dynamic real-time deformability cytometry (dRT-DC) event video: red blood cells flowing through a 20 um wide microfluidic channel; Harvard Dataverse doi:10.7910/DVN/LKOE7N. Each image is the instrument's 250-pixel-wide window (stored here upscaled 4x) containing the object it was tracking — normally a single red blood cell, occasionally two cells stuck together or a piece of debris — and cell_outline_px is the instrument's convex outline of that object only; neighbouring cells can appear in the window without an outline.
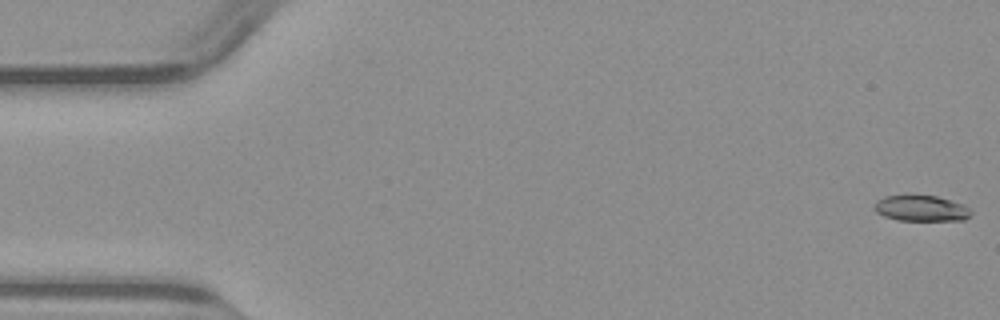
{"species": "common noctule bat (a hibernating species)", "species_latin": "Nyctalus noctula", "temperature_condition": "warm", "stored_images_in_passage": 50, "camera_frame_rate_fps": 3000, "um_per_image_px": 0.085, "animal": {"sex": "male", "body_mass_g": 23.1, "forearm_length_mm": 52.7}, "frame": {"image": 1, "passage_image": 1, "time_ms": 0.0, "image_size_px": [1000, 320], "cell_outline_px": [[972, 212], [964, 220], [896, 220], [884, 216], [876, 212], [872, 208], [872, 204], [876, 200], [884, 196], [936, 196], [964, 204]], "centroid_in_image_um": [78.24, 17.71], "position_along_channel_um": 6.8, "area_um2": 14.51}}
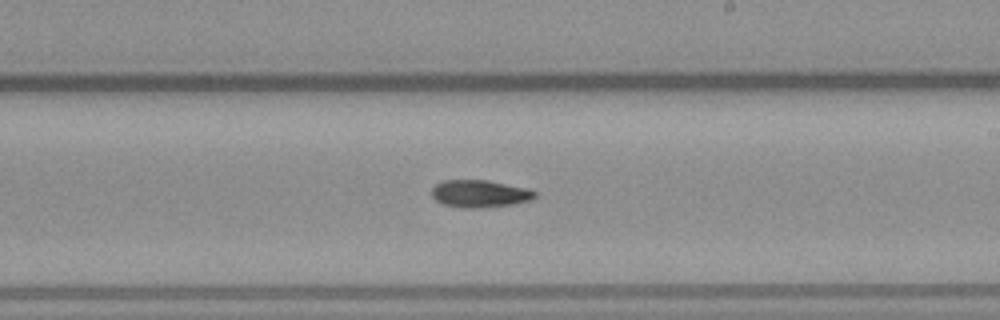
{"frame": {"image": 2, "passage_image": 29, "time_ms": 9.333, "image_size_px": [1000, 320], "cell_outline_px": [[536, 196], [532, 200], [512, 204], [480, 208], [464, 208], [444, 204], [436, 200], [432, 196], [432, 188], [436, 184], [444, 180], [488, 180], [528, 188], [536, 192]], "centroid_in_image_um": [40.8, 16.46], "position_along_channel_um": 248.2, "area_um2": 16.47}}
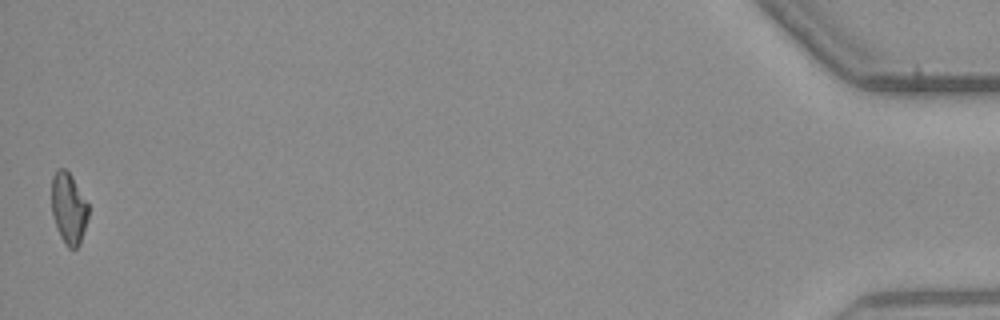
{"frame": {"image": 3, "passage_image": 50, "time_ms": 16.333, "image_size_px": [1000, 320], "cell_outline_px": [[88, 216], [80, 244], [76, 248], [68, 248], [64, 244], [60, 236], [52, 216], [52, 176], [60, 168], [64, 168], [72, 176], [88, 204]], "centroid_in_image_um": [5.83, 17.73], "position_along_channel_um": 429.4, "area_um2": 15.14}}